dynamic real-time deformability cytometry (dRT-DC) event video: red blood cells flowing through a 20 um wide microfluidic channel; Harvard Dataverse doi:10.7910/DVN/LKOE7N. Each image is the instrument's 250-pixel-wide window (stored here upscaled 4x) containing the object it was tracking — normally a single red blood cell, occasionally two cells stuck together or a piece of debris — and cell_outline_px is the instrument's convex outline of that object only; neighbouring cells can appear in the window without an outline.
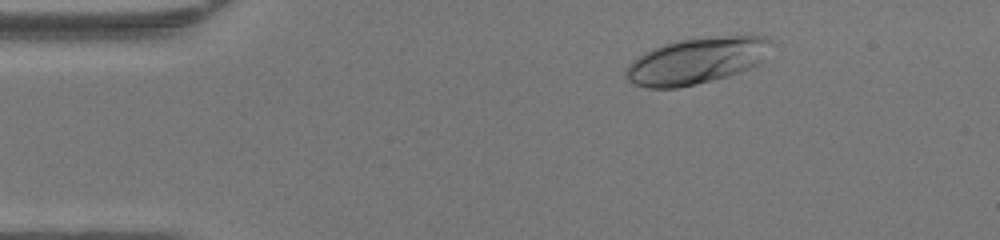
{"species": "human", "species_latin": "Homo sapiens", "temperature_condition": "warm", "stored_images_in_passage": 33, "camera_frame_rate_fps": 3000, "um_per_image_px": 0.085, "donor": {"sex": "female"}, "frame": {"image": 1, "passage_image": 6, "time_ms": 1.667, "image_size_px": [1000, 240], "cell_outline_px": [[772, 40], [760, 64], [740, 72], [728, 76], [696, 84], [676, 88], [648, 88], [632, 84], [624, 76], [624, 68], [632, 60], [644, 52], [652, 48], [676, 40], [744, 32], [768, 36]], "centroid_in_image_um": [59.23, 5.12], "position_along_channel_um": 25.8, "area_um2": 40.29}}
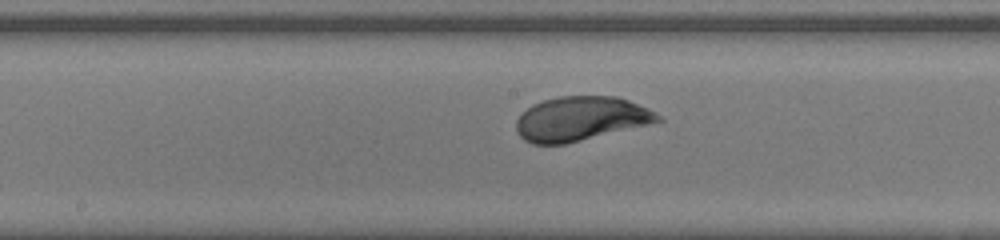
{"frame": {"image": 2, "passage_image": 23, "time_ms": 7.333, "image_size_px": [1000, 240], "cell_outline_px": [[664, 120], [648, 124], [564, 144], [532, 144], [524, 140], [516, 132], [516, 120], [532, 104], [544, 100], [560, 96], [616, 96], [628, 100], [648, 108], [656, 112]], "centroid_in_image_um": [49.34, 10.09], "position_along_channel_um": 198.9, "area_um2": 36.24}}
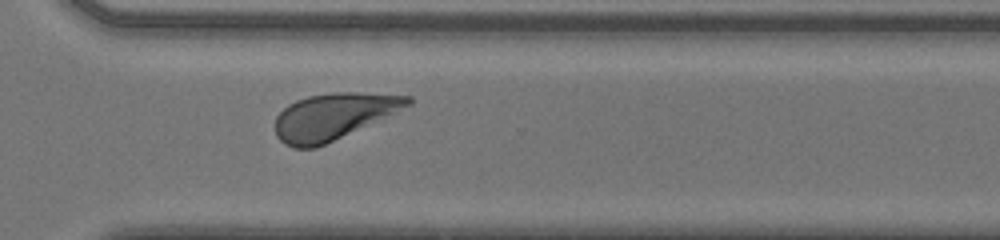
{"frame": {"image": 3, "passage_image": 33, "time_ms": 10.667, "image_size_px": [1000, 240], "cell_outline_px": [[412, 104], [316, 148], [292, 148], [284, 144], [276, 136], [276, 116], [288, 104], [296, 100], [308, 96], [332, 92], [356, 92], [412, 96]], "centroid_in_image_um": [28.3, 9.88], "position_along_channel_um": 342.3, "area_um2": 35.37}}